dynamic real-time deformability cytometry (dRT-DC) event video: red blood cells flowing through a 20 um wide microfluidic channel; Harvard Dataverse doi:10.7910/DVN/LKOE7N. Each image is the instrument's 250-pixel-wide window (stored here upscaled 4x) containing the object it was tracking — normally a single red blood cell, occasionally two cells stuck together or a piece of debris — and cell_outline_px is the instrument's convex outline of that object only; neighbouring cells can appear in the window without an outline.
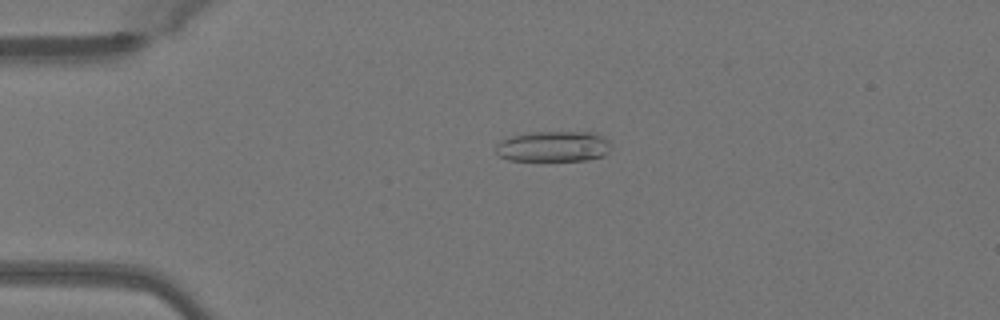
{"species": "Egyptian fruit bat (a non-hibernating species)", "species_latin": "Rousettus aegyptiacus", "temperature_condition": "warm", "stored_images_in_passage": 41, "camera_frame_rate_fps": 3000, "um_per_image_px": 0.085, "animal": {"sex": "female"}, "frame": {"image": 1, "passage_image": 3, "time_ms": 0.667, "image_size_px": [1000, 320], "cell_outline_px": [[608, 152], [604, 156], [588, 160], [508, 160], [500, 156], [496, 152], [496, 144], [500, 140], [512, 136], [528, 132], [592, 132], [604, 136], [608, 140]], "centroid_in_image_um": [47.02, 12.44], "position_along_channel_um": 38.0, "area_um2": 20.58}}
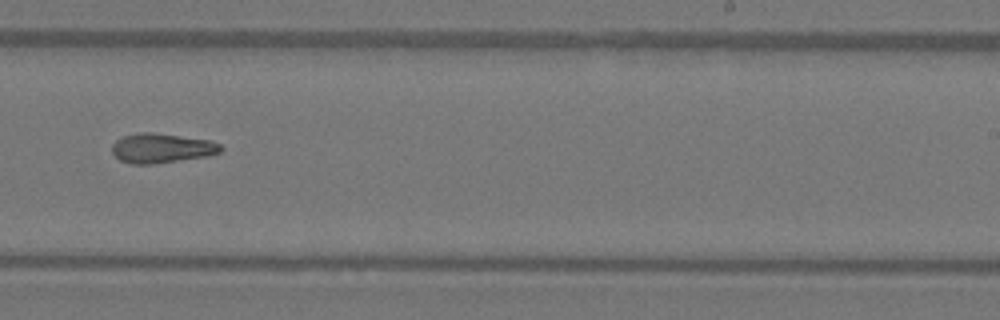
{"frame": {"image": 2, "passage_image": 23, "time_ms": 7.333, "image_size_px": [1000, 320], "cell_outline_px": [[224, 148], [220, 152], [208, 156], [156, 164], [132, 164], [120, 160], [112, 152], [112, 144], [116, 140], [124, 136], [136, 132], [152, 132], [208, 140], [220, 144]], "centroid_in_image_um": [13.73, 12.6], "position_along_channel_um": 275.3, "area_um2": 18.79}}
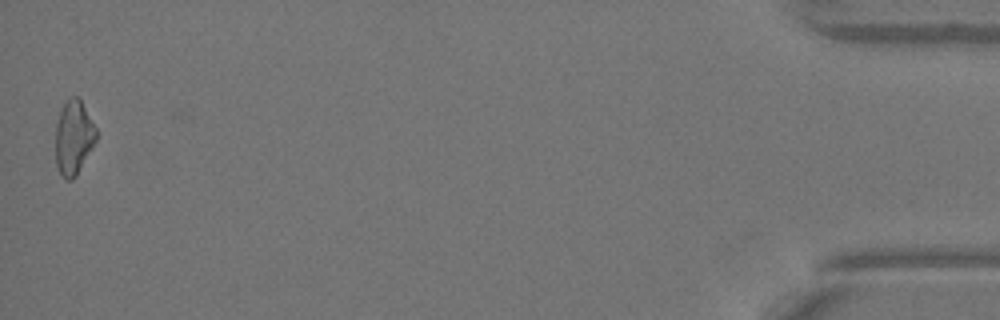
{"frame": {"image": 3, "passage_image": 41, "time_ms": 13.333, "image_size_px": [1000, 320], "cell_outline_px": [[96, 140], [92, 148], [76, 176], [72, 180], [68, 180], [60, 172], [56, 164], [56, 124], [60, 112], [68, 96], [80, 96], [96, 128]], "centroid_in_image_um": [6.27, 11.64], "position_along_channel_um": 428.9, "area_um2": 17.57}, "authors_computed_cell_mechanics": {"area_um2": 18.6116, "velocity_mm_per_s": 4.0788, "shape_relaxation_time_tau1_ms": null, "shape_relaxation_time_tau2_ms": 9.1734, "deformation_change_tau1": null, "deformation_change_tau2": 0.2129}}